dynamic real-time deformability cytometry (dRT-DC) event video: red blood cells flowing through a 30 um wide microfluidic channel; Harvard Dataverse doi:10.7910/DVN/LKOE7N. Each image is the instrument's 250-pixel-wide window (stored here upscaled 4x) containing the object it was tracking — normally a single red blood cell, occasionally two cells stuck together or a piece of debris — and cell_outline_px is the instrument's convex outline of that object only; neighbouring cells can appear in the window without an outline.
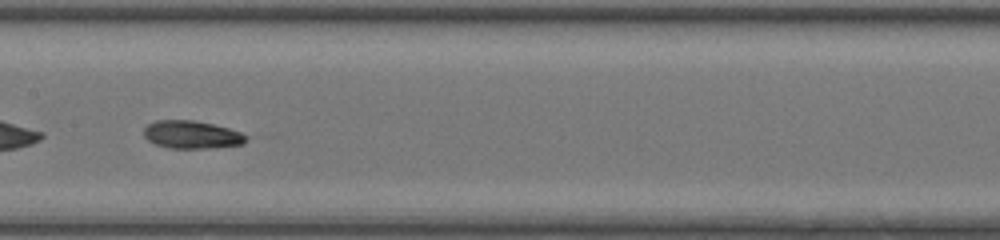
{"species": "common noctule bat (a hibernating species)", "species_latin": "Nyctalus noctula", "temperature_condition": "room temperature", "stored_images_in_passage": 26, "segment_of_instrument_passage": [2, 2], "camera_frame_rate_fps": 3000, "um_per_image_px": 0.085, "animal": {"sex": "female", "body_mass_g": 20.0, "forearm_length_mm": 54.0}, "frame": {"image": 1, "passage_image": 21, "time_ms": 6.667, "image_size_px": [1000, 240], "cell_outline_px": [[248, 140], [244, 144], [208, 148], [168, 148], [156, 144], [148, 140], [144, 136], [144, 128], [148, 124], [156, 120], [192, 120], [212, 124], [228, 128], [240, 132], [248, 136]], "centroid_in_image_um": [16.3, 11.45], "position_along_channel_um": 191.1, "area_um2": 16.59}}
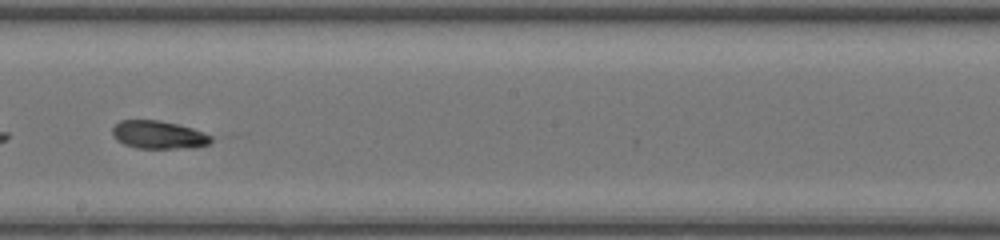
{"frame": {"image": 2, "passage_image": 24, "time_ms": 7.667, "image_size_px": [1000, 240], "cell_outline_px": [[212, 140], [208, 144], [196, 148], [136, 148], [124, 144], [116, 140], [112, 136], [112, 128], [120, 120], [160, 120], [192, 128], [204, 132], [212, 136]], "centroid_in_image_um": [13.47, 11.46], "position_along_channel_um": 234.7, "area_um2": 16.24}}